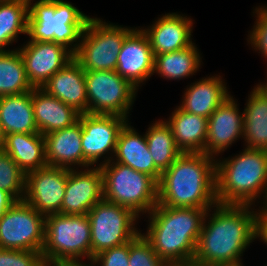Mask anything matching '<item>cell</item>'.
<instances>
[{"instance_id": "27", "label": "cell", "mask_w": 267, "mask_h": 266, "mask_svg": "<svg viewBox=\"0 0 267 266\" xmlns=\"http://www.w3.org/2000/svg\"><path fill=\"white\" fill-rule=\"evenodd\" d=\"M248 101L243 113L247 148L267 150V98L255 88Z\"/></svg>"}, {"instance_id": "31", "label": "cell", "mask_w": 267, "mask_h": 266, "mask_svg": "<svg viewBox=\"0 0 267 266\" xmlns=\"http://www.w3.org/2000/svg\"><path fill=\"white\" fill-rule=\"evenodd\" d=\"M28 7V0L0 2V51H6L2 48L12 43L17 34H27Z\"/></svg>"}, {"instance_id": "12", "label": "cell", "mask_w": 267, "mask_h": 266, "mask_svg": "<svg viewBox=\"0 0 267 266\" xmlns=\"http://www.w3.org/2000/svg\"><path fill=\"white\" fill-rule=\"evenodd\" d=\"M68 168L45 166L26 174L24 200L45 216L61 214Z\"/></svg>"}, {"instance_id": "39", "label": "cell", "mask_w": 267, "mask_h": 266, "mask_svg": "<svg viewBox=\"0 0 267 266\" xmlns=\"http://www.w3.org/2000/svg\"><path fill=\"white\" fill-rule=\"evenodd\" d=\"M165 266H203L198 262L191 260L186 262L166 263Z\"/></svg>"}, {"instance_id": "44", "label": "cell", "mask_w": 267, "mask_h": 266, "mask_svg": "<svg viewBox=\"0 0 267 266\" xmlns=\"http://www.w3.org/2000/svg\"><path fill=\"white\" fill-rule=\"evenodd\" d=\"M0 100H1V96H0ZM0 139H1V115H0Z\"/></svg>"}, {"instance_id": "10", "label": "cell", "mask_w": 267, "mask_h": 266, "mask_svg": "<svg viewBox=\"0 0 267 266\" xmlns=\"http://www.w3.org/2000/svg\"><path fill=\"white\" fill-rule=\"evenodd\" d=\"M45 218L25 200H17L0 218V247L41 252Z\"/></svg>"}, {"instance_id": "24", "label": "cell", "mask_w": 267, "mask_h": 266, "mask_svg": "<svg viewBox=\"0 0 267 266\" xmlns=\"http://www.w3.org/2000/svg\"><path fill=\"white\" fill-rule=\"evenodd\" d=\"M166 123L182 153H205L208 118L188 113L179 107Z\"/></svg>"}, {"instance_id": "43", "label": "cell", "mask_w": 267, "mask_h": 266, "mask_svg": "<svg viewBox=\"0 0 267 266\" xmlns=\"http://www.w3.org/2000/svg\"><path fill=\"white\" fill-rule=\"evenodd\" d=\"M214 266H242V265L240 262H235V263L219 264Z\"/></svg>"}, {"instance_id": "2", "label": "cell", "mask_w": 267, "mask_h": 266, "mask_svg": "<svg viewBox=\"0 0 267 266\" xmlns=\"http://www.w3.org/2000/svg\"><path fill=\"white\" fill-rule=\"evenodd\" d=\"M205 153H181L158 182V204L210 210L217 205L216 173Z\"/></svg>"}, {"instance_id": "5", "label": "cell", "mask_w": 267, "mask_h": 266, "mask_svg": "<svg viewBox=\"0 0 267 266\" xmlns=\"http://www.w3.org/2000/svg\"><path fill=\"white\" fill-rule=\"evenodd\" d=\"M28 7L27 34L32 41L55 42L66 48L80 40L90 17L63 0H40Z\"/></svg>"}, {"instance_id": "19", "label": "cell", "mask_w": 267, "mask_h": 266, "mask_svg": "<svg viewBox=\"0 0 267 266\" xmlns=\"http://www.w3.org/2000/svg\"><path fill=\"white\" fill-rule=\"evenodd\" d=\"M192 21L178 14H166L151 27L143 30L154 55L174 52L190 46Z\"/></svg>"}, {"instance_id": "23", "label": "cell", "mask_w": 267, "mask_h": 266, "mask_svg": "<svg viewBox=\"0 0 267 266\" xmlns=\"http://www.w3.org/2000/svg\"><path fill=\"white\" fill-rule=\"evenodd\" d=\"M115 154L118 163L146 173L157 182L160 181L162 172L154 164L146 137L138 135L127 123L118 135Z\"/></svg>"}, {"instance_id": "6", "label": "cell", "mask_w": 267, "mask_h": 266, "mask_svg": "<svg viewBox=\"0 0 267 266\" xmlns=\"http://www.w3.org/2000/svg\"><path fill=\"white\" fill-rule=\"evenodd\" d=\"M107 161V162H106ZM100 165L103 199L131 209L136 215L158 204V182L146 173L106 160Z\"/></svg>"}, {"instance_id": "21", "label": "cell", "mask_w": 267, "mask_h": 266, "mask_svg": "<svg viewBox=\"0 0 267 266\" xmlns=\"http://www.w3.org/2000/svg\"><path fill=\"white\" fill-rule=\"evenodd\" d=\"M0 147L16 162L19 168L29 173L47 166L45 139L40 133H13L0 139Z\"/></svg>"}, {"instance_id": "37", "label": "cell", "mask_w": 267, "mask_h": 266, "mask_svg": "<svg viewBox=\"0 0 267 266\" xmlns=\"http://www.w3.org/2000/svg\"><path fill=\"white\" fill-rule=\"evenodd\" d=\"M258 215V216H257ZM261 237L267 243V203L265 208L256 214L255 217V237Z\"/></svg>"}, {"instance_id": "3", "label": "cell", "mask_w": 267, "mask_h": 266, "mask_svg": "<svg viewBox=\"0 0 267 266\" xmlns=\"http://www.w3.org/2000/svg\"><path fill=\"white\" fill-rule=\"evenodd\" d=\"M207 211L157 204L150 212L151 222L144 237L165 264L191 261Z\"/></svg>"}, {"instance_id": "42", "label": "cell", "mask_w": 267, "mask_h": 266, "mask_svg": "<svg viewBox=\"0 0 267 266\" xmlns=\"http://www.w3.org/2000/svg\"><path fill=\"white\" fill-rule=\"evenodd\" d=\"M62 266V261H58L55 263H49V262H44L41 266Z\"/></svg>"}, {"instance_id": "36", "label": "cell", "mask_w": 267, "mask_h": 266, "mask_svg": "<svg viewBox=\"0 0 267 266\" xmlns=\"http://www.w3.org/2000/svg\"><path fill=\"white\" fill-rule=\"evenodd\" d=\"M260 10V11H259ZM258 14V21L252 34L250 35V40L253 46L260 50L265 57L267 56V8H260L256 11ZM267 58V57H266Z\"/></svg>"}, {"instance_id": "8", "label": "cell", "mask_w": 267, "mask_h": 266, "mask_svg": "<svg viewBox=\"0 0 267 266\" xmlns=\"http://www.w3.org/2000/svg\"><path fill=\"white\" fill-rule=\"evenodd\" d=\"M132 30L90 18L81 43L75 44L70 51L85 72L116 70L122 44Z\"/></svg>"}, {"instance_id": "29", "label": "cell", "mask_w": 267, "mask_h": 266, "mask_svg": "<svg viewBox=\"0 0 267 266\" xmlns=\"http://www.w3.org/2000/svg\"><path fill=\"white\" fill-rule=\"evenodd\" d=\"M200 65V56L197 48L190 46L168 52L161 55H154V72L170 79H180L197 71Z\"/></svg>"}, {"instance_id": "14", "label": "cell", "mask_w": 267, "mask_h": 266, "mask_svg": "<svg viewBox=\"0 0 267 266\" xmlns=\"http://www.w3.org/2000/svg\"><path fill=\"white\" fill-rule=\"evenodd\" d=\"M27 74L34 88L44 84L61 68L74 58L67 48L55 42L29 41L19 50Z\"/></svg>"}, {"instance_id": "34", "label": "cell", "mask_w": 267, "mask_h": 266, "mask_svg": "<svg viewBox=\"0 0 267 266\" xmlns=\"http://www.w3.org/2000/svg\"><path fill=\"white\" fill-rule=\"evenodd\" d=\"M42 252L4 249L0 253V266H41Z\"/></svg>"}, {"instance_id": "33", "label": "cell", "mask_w": 267, "mask_h": 266, "mask_svg": "<svg viewBox=\"0 0 267 266\" xmlns=\"http://www.w3.org/2000/svg\"><path fill=\"white\" fill-rule=\"evenodd\" d=\"M129 266H165L149 241L138 233L130 241Z\"/></svg>"}, {"instance_id": "18", "label": "cell", "mask_w": 267, "mask_h": 266, "mask_svg": "<svg viewBox=\"0 0 267 266\" xmlns=\"http://www.w3.org/2000/svg\"><path fill=\"white\" fill-rule=\"evenodd\" d=\"M42 89L80 114L88 113L85 71L74 58L57 71Z\"/></svg>"}, {"instance_id": "30", "label": "cell", "mask_w": 267, "mask_h": 266, "mask_svg": "<svg viewBox=\"0 0 267 266\" xmlns=\"http://www.w3.org/2000/svg\"><path fill=\"white\" fill-rule=\"evenodd\" d=\"M148 132V133H147ZM146 132V142L155 166L163 172L182 153L176 145L175 138L168 124L157 122Z\"/></svg>"}, {"instance_id": "41", "label": "cell", "mask_w": 267, "mask_h": 266, "mask_svg": "<svg viewBox=\"0 0 267 266\" xmlns=\"http://www.w3.org/2000/svg\"><path fill=\"white\" fill-rule=\"evenodd\" d=\"M266 98H267V84L263 86L262 85H257L256 87Z\"/></svg>"}, {"instance_id": "32", "label": "cell", "mask_w": 267, "mask_h": 266, "mask_svg": "<svg viewBox=\"0 0 267 266\" xmlns=\"http://www.w3.org/2000/svg\"><path fill=\"white\" fill-rule=\"evenodd\" d=\"M25 182L26 174L0 147V188L12 195L16 200H24V196L21 193L25 191Z\"/></svg>"}, {"instance_id": "35", "label": "cell", "mask_w": 267, "mask_h": 266, "mask_svg": "<svg viewBox=\"0 0 267 266\" xmlns=\"http://www.w3.org/2000/svg\"><path fill=\"white\" fill-rule=\"evenodd\" d=\"M130 242L102 251L91 260L102 266H129Z\"/></svg>"}, {"instance_id": "26", "label": "cell", "mask_w": 267, "mask_h": 266, "mask_svg": "<svg viewBox=\"0 0 267 266\" xmlns=\"http://www.w3.org/2000/svg\"><path fill=\"white\" fill-rule=\"evenodd\" d=\"M181 109L195 115L209 118L227 99L226 87L219 77L205 78L186 90Z\"/></svg>"}, {"instance_id": "28", "label": "cell", "mask_w": 267, "mask_h": 266, "mask_svg": "<svg viewBox=\"0 0 267 266\" xmlns=\"http://www.w3.org/2000/svg\"><path fill=\"white\" fill-rule=\"evenodd\" d=\"M19 50L0 51V96L32 91Z\"/></svg>"}, {"instance_id": "9", "label": "cell", "mask_w": 267, "mask_h": 266, "mask_svg": "<svg viewBox=\"0 0 267 266\" xmlns=\"http://www.w3.org/2000/svg\"><path fill=\"white\" fill-rule=\"evenodd\" d=\"M91 228V260L112 247L130 242L139 232L137 215L129 208L102 199L88 213Z\"/></svg>"}, {"instance_id": "22", "label": "cell", "mask_w": 267, "mask_h": 266, "mask_svg": "<svg viewBox=\"0 0 267 266\" xmlns=\"http://www.w3.org/2000/svg\"><path fill=\"white\" fill-rule=\"evenodd\" d=\"M81 133L78 120L72 126L44 135L47 164L65 168L76 163L83 165Z\"/></svg>"}, {"instance_id": "38", "label": "cell", "mask_w": 267, "mask_h": 266, "mask_svg": "<svg viewBox=\"0 0 267 266\" xmlns=\"http://www.w3.org/2000/svg\"><path fill=\"white\" fill-rule=\"evenodd\" d=\"M16 201L12 195L0 188V218Z\"/></svg>"}, {"instance_id": "17", "label": "cell", "mask_w": 267, "mask_h": 266, "mask_svg": "<svg viewBox=\"0 0 267 266\" xmlns=\"http://www.w3.org/2000/svg\"><path fill=\"white\" fill-rule=\"evenodd\" d=\"M244 114L240 115L232 97L227 98L208 118L205 154L224 151L243 135Z\"/></svg>"}, {"instance_id": "1", "label": "cell", "mask_w": 267, "mask_h": 266, "mask_svg": "<svg viewBox=\"0 0 267 266\" xmlns=\"http://www.w3.org/2000/svg\"><path fill=\"white\" fill-rule=\"evenodd\" d=\"M249 206L217 203L210 223L203 221L193 260L203 266L240 262L239 256L256 238V214Z\"/></svg>"}, {"instance_id": "16", "label": "cell", "mask_w": 267, "mask_h": 266, "mask_svg": "<svg viewBox=\"0 0 267 266\" xmlns=\"http://www.w3.org/2000/svg\"><path fill=\"white\" fill-rule=\"evenodd\" d=\"M154 54L146 33L132 30L125 38L117 59L116 72L135 88L154 73Z\"/></svg>"}, {"instance_id": "40", "label": "cell", "mask_w": 267, "mask_h": 266, "mask_svg": "<svg viewBox=\"0 0 267 266\" xmlns=\"http://www.w3.org/2000/svg\"><path fill=\"white\" fill-rule=\"evenodd\" d=\"M62 266H88V265H83L82 263L79 262V260L75 261H62Z\"/></svg>"}, {"instance_id": "20", "label": "cell", "mask_w": 267, "mask_h": 266, "mask_svg": "<svg viewBox=\"0 0 267 266\" xmlns=\"http://www.w3.org/2000/svg\"><path fill=\"white\" fill-rule=\"evenodd\" d=\"M32 105L35 124L42 135L72 126L80 116L73 107L49 95L42 88L32 90Z\"/></svg>"}, {"instance_id": "11", "label": "cell", "mask_w": 267, "mask_h": 266, "mask_svg": "<svg viewBox=\"0 0 267 266\" xmlns=\"http://www.w3.org/2000/svg\"><path fill=\"white\" fill-rule=\"evenodd\" d=\"M85 81L88 114L119 115L127 118L137 89L128 80L112 70L85 72Z\"/></svg>"}, {"instance_id": "4", "label": "cell", "mask_w": 267, "mask_h": 266, "mask_svg": "<svg viewBox=\"0 0 267 266\" xmlns=\"http://www.w3.org/2000/svg\"><path fill=\"white\" fill-rule=\"evenodd\" d=\"M218 204L251 205L265 189L267 203V150L249 149L233 159L215 163Z\"/></svg>"}, {"instance_id": "13", "label": "cell", "mask_w": 267, "mask_h": 266, "mask_svg": "<svg viewBox=\"0 0 267 266\" xmlns=\"http://www.w3.org/2000/svg\"><path fill=\"white\" fill-rule=\"evenodd\" d=\"M82 127L83 166L98 161L99 157L112 150L115 153L118 135L126 124L119 115L80 114Z\"/></svg>"}, {"instance_id": "15", "label": "cell", "mask_w": 267, "mask_h": 266, "mask_svg": "<svg viewBox=\"0 0 267 266\" xmlns=\"http://www.w3.org/2000/svg\"><path fill=\"white\" fill-rule=\"evenodd\" d=\"M103 199L101 167L77 172L68 168L61 214L86 215Z\"/></svg>"}, {"instance_id": "7", "label": "cell", "mask_w": 267, "mask_h": 266, "mask_svg": "<svg viewBox=\"0 0 267 266\" xmlns=\"http://www.w3.org/2000/svg\"><path fill=\"white\" fill-rule=\"evenodd\" d=\"M44 262L91 260V228L88 215L50 214L45 218L42 249Z\"/></svg>"}, {"instance_id": "25", "label": "cell", "mask_w": 267, "mask_h": 266, "mask_svg": "<svg viewBox=\"0 0 267 266\" xmlns=\"http://www.w3.org/2000/svg\"><path fill=\"white\" fill-rule=\"evenodd\" d=\"M1 138L13 133H39L34 120L32 91L1 96Z\"/></svg>"}]
</instances>
